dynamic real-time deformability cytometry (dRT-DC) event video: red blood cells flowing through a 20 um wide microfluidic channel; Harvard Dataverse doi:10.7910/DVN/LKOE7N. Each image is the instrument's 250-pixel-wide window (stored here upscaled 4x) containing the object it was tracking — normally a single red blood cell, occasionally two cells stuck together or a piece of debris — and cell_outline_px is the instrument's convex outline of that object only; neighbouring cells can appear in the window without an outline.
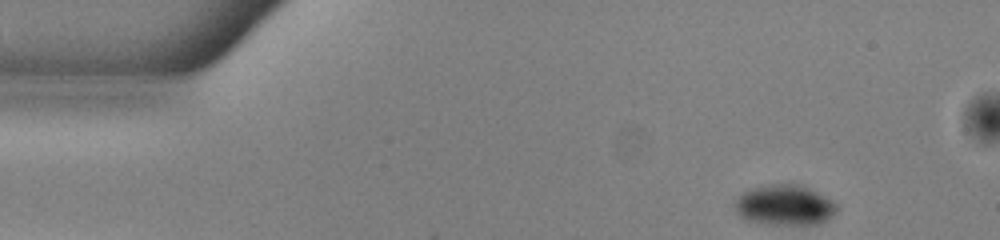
{"species": "common noctule bat (a hibernating species)", "species_latin": "Nyctalus noctula", "temperature_condition": "warm", "stored_images_in_passage": 48, "camera_frame_rate_fps": 3000, "um_per_image_px": 0.085, "animal": {"sex": "male", "body_mass_g": 13.0, "forearm_length_mm": 53.1}, "frame": {"image": 1, "passage_image": 1, "time_ms": 0.0, "image_size_px": [1000, 240], "cell_outline_px": [[840, 208], [828, 220], [820, 224], [768, 224], [744, 220], [736, 212], [732, 204], [748, 188], [768, 184], [804, 184], [832, 200]], "centroid_in_image_um": [66.7, 17.43], "position_along_channel_um": 18.3, "area_um2": 24.51}}
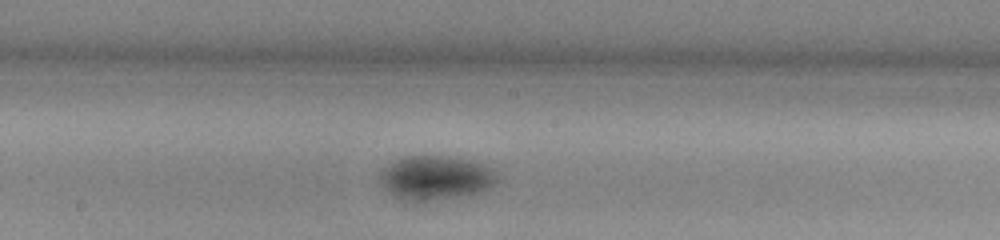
{"frame": {"image": 2, "passage_image": 23, "time_ms": 7.333, "image_size_px": [1000, 240], "cell_outline_px": [[496, 180], [488, 188], [480, 192], [468, 196], [420, 208], [396, 196], [384, 184], [380, 176], [380, 172], [384, 168], [396, 160], [408, 156], [448, 156], [468, 160], [492, 168], [496, 176]], "centroid_in_image_um": [37.04, 15.22], "position_along_channel_um": 211.2, "area_um2": 31.04}}
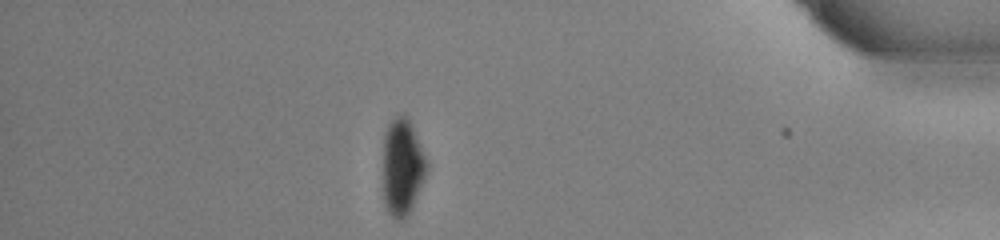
{"frame": {"image": 3, "passage_image": 41, "time_ms": 13.333, "image_size_px": [1000, 240], "cell_outline_px": [[428, 172], [412, 208], [404, 220], [396, 220], [388, 212], [384, 204], [384, 132], [388, 124], [396, 116], [404, 112], [428, 160]], "centroid_in_image_um": [34.21, 14.23], "position_along_channel_um": 401.0, "area_um2": 24.74}}